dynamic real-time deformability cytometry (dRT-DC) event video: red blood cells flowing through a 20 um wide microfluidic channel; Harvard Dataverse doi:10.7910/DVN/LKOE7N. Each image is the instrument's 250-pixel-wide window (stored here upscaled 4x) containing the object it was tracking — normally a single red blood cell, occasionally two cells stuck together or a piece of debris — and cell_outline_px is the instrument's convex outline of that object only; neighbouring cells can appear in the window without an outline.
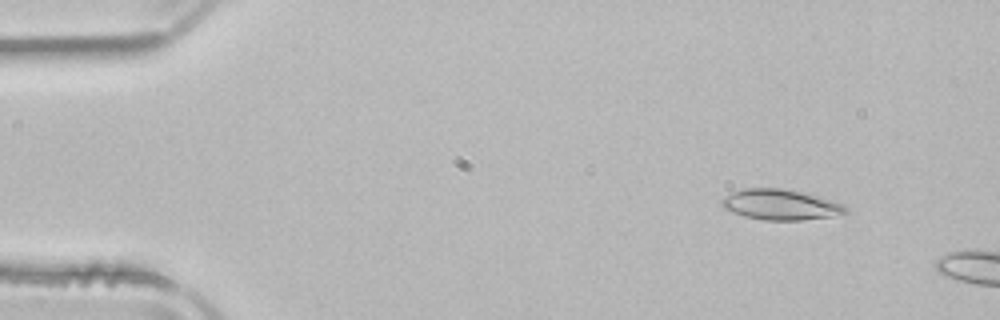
{"species": "common noctule bat (a hibernating species)", "species_latin": "Nyctalus noctula", "temperature_condition": "room temperature", "stored_images_in_passage": 10, "camera_frame_rate_fps": 3000, "um_per_image_px": 0.085, "animal": {"sex": "male", "body_mass_g": 21.5, "forearm_length_mm": 52.0}, "frame": {"image": 1, "passage_image": 6, "time_ms": 1.667, "image_size_px": [1000, 320], "cell_outline_px": [[848, 212], [832, 216], [800, 220], [764, 220], [744, 216], [724, 208], [720, 204], [720, 200], [724, 196], [732, 192], [744, 188], [780, 188], [800, 192], [844, 204], [848, 208]], "centroid_in_image_um": [66.3, 17.39], "position_along_channel_um": 18.7, "area_um2": 21.79}}